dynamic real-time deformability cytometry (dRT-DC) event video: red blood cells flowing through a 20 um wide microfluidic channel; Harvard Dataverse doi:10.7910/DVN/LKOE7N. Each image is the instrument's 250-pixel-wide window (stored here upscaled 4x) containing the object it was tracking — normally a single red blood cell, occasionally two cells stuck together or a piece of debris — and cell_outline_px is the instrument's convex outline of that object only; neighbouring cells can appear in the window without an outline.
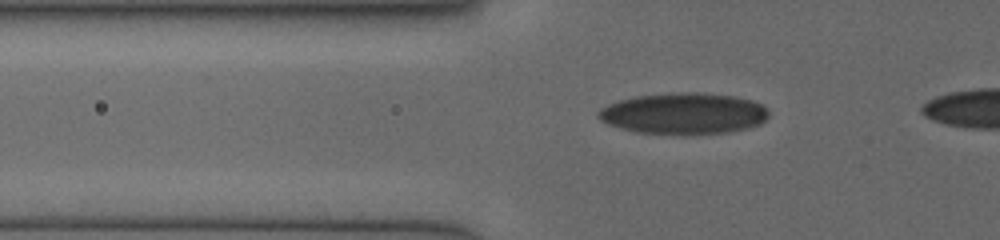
{"species": "human", "species_latin": "Homo sapiens", "temperature_condition": "cold", "stored_images_in_passage": 33, "segment_of_instrument_passage": [1, 2], "camera_frame_rate_fps": 3000, "um_per_image_px": 0.085, "donor": {"sex": "female"}, "frame": {"image": 1, "passage_image": 9, "time_ms": 2.667, "image_size_px": [1000, 240], "cell_outline_px": [[768, 116], [760, 124], [748, 128], [728, 132], [636, 132], [620, 128], [608, 124], [600, 120], [596, 116], [596, 112], [600, 108], [608, 104], [620, 100], [636, 96], [688, 92], [692, 92], [732, 96], [752, 100], [760, 104], [768, 112]], "centroid_in_image_um": [58.07, 9.62], "position_along_channel_um": 67.7, "area_um2": 39.88}}
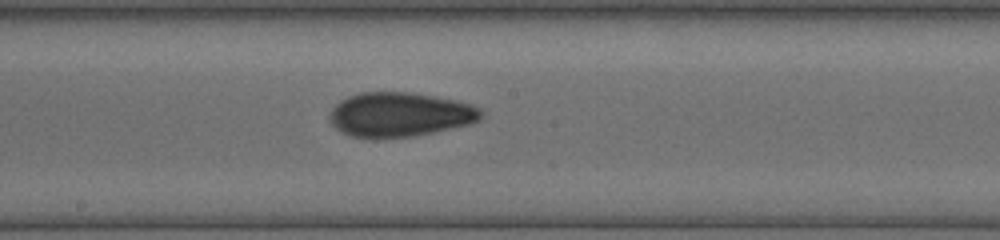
{"frame": {"image": 2, "passage_image": 23, "time_ms": 6.333, "image_size_px": [1000, 240], "cell_outline_px": [[484, 116], [480, 120], [468, 124], [416, 136], [352, 136], [336, 128], [332, 124], [332, 108], [340, 100], [348, 96], [360, 92], [412, 92], [456, 100], [472, 104], [480, 108], [484, 112]], "centroid_in_image_um": [34.06, 9.7], "position_along_channel_um": 214.1, "area_um2": 38.61}}
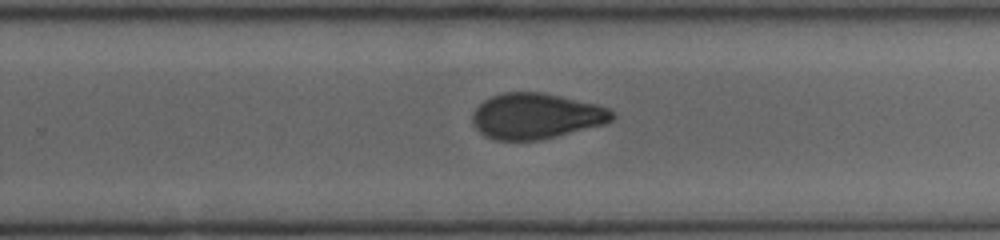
{"frame": {"image": 3, "passage_image": 30, "time_ms": 8.0, "image_size_px": [1000, 240], "cell_outline_px": [[616, 116], [612, 120], [604, 124], [540, 140], [496, 140], [484, 136], [472, 124], [472, 112], [484, 100], [492, 96], [504, 92], [544, 92], [596, 104], [608, 108], [616, 112]], "centroid_in_image_um": [45.56, 9.86], "position_along_channel_um": 284.2, "area_um2": 37.28}}